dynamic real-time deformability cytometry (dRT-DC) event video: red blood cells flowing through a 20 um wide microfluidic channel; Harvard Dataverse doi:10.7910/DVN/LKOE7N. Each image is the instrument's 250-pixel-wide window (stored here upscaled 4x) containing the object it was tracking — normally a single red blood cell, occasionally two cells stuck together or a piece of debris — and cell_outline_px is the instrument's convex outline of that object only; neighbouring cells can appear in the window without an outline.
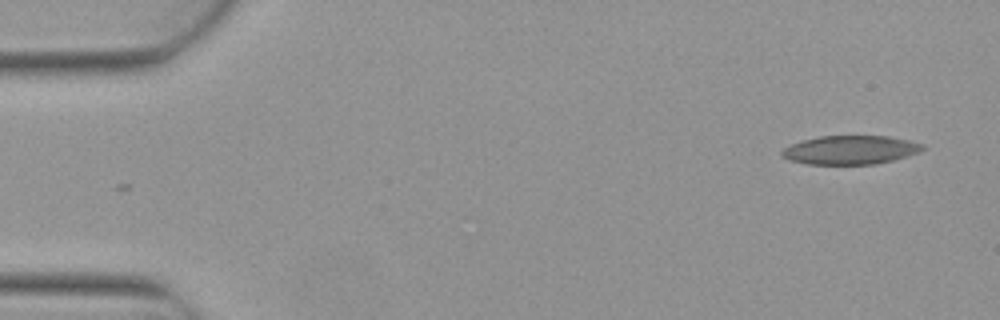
{"species": "Egyptian fruit bat (a non-hibernating species)", "species_latin": "Rousettus aegyptiacus", "temperature_condition": "warm", "stored_images_in_passage": 5, "camera_frame_rate_fps": 3000, "um_per_image_px": 0.085, "animal": {"sex": "female"}, "frame": {"image": 1, "passage_image": 5, "time_ms": 1.333, "image_size_px": [1000, 320], "cell_outline_px": [[924, 148], [908, 156], [876, 164], [808, 164], [788, 160], [780, 156], [780, 152], [784, 148], [792, 144], [804, 140], [820, 136], [888, 136], [908, 140], [924, 144]], "centroid_in_image_um": [72.25, 12.75], "position_along_channel_um": 12.8, "area_um2": 23.47}}